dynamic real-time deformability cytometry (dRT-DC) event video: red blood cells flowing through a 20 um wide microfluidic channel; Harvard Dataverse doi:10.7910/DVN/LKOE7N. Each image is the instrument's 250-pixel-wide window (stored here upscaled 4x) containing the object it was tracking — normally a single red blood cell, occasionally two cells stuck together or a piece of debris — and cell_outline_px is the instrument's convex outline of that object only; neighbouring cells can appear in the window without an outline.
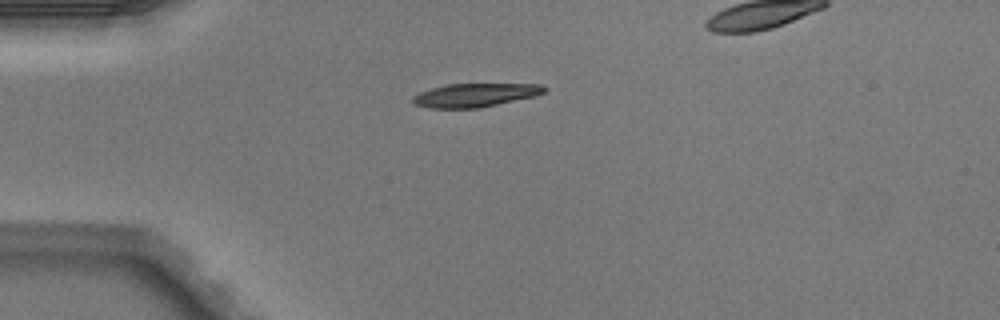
{"species": "Egyptian fruit bat (a non-hibernating species)", "species_latin": "Rousettus aegyptiacus", "temperature_condition": "warm", "stored_images_in_passage": 4, "segment_of_instrument_passage": [1, 2], "camera_frame_rate_fps": 3000, "um_per_image_px": 0.085, "animal": {"sex": "male"}, "frame": {"image": 1, "passage_image": 1, "time_ms": 0.0, "image_size_px": [1000, 320], "cell_outline_px": [[548, 88], [544, 92], [532, 96], [480, 108], [432, 108], [416, 104], [412, 100], [412, 96], [420, 92], [432, 88], [448, 84], [544, 84]], "centroid_in_image_um": [40.39, 8.07], "position_along_channel_um": 44.6, "area_um2": 17.8}}
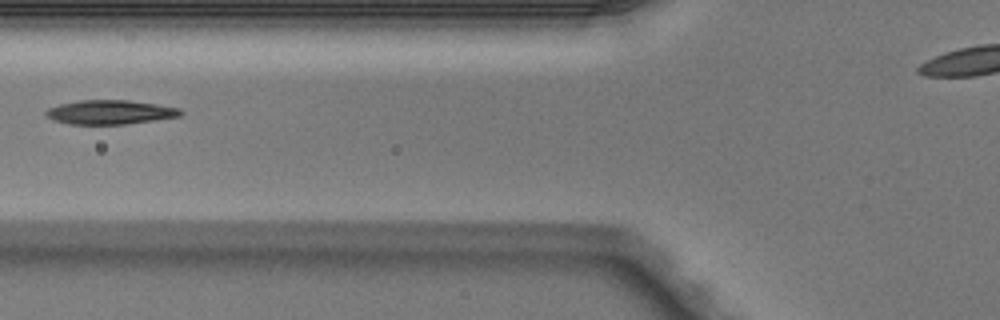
{"frame": {"image": 2, "passage_image": 3, "time_ms": 0.667, "image_size_px": [1000, 320], "cell_outline_px": [[184, 112], [180, 116], [156, 120], [128, 124], [68, 124], [52, 120], [44, 112], [48, 108], [60, 104], [80, 100], [128, 100], [156, 104], [180, 108]], "centroid_in_image_um": [9.37, 9.54], "position_along_channel_um": 116.4, "area_um2": 19.02}}